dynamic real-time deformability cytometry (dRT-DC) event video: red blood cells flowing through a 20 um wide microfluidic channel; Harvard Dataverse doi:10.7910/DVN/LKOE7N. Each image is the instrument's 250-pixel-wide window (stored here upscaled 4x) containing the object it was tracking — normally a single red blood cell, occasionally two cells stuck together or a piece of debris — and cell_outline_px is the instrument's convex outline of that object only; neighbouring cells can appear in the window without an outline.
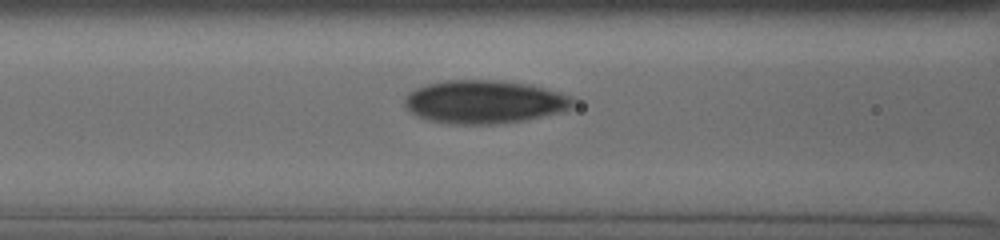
{"species": "human", "species_latin": "Homo sapiens", "temperature_condition": "cold", "stored_images_in_passage": 12, "camera_frame_rate_fps": 3000, "um_per_image_px": 0.085, "donor": {"sex": "male"}, "frame": {"image": 1, "passage_image": 7, "time_ms": 1.667, "image_size_px": [1000, 240], "cell_outline_px": [[576, 100], [568, 108], [560, 112], [524, 120], [500, 124], [448, 124], [428, 120], [416, 116], [404, 104], [404, 100], [416, 88], [428, 84], [448, 80], [492, 80], [524, 84], [572, 96]], "centroid_in_image_um": [41.14, 8.68], "position_along_channel_um": 125.5, "area_um2": 41.79}}
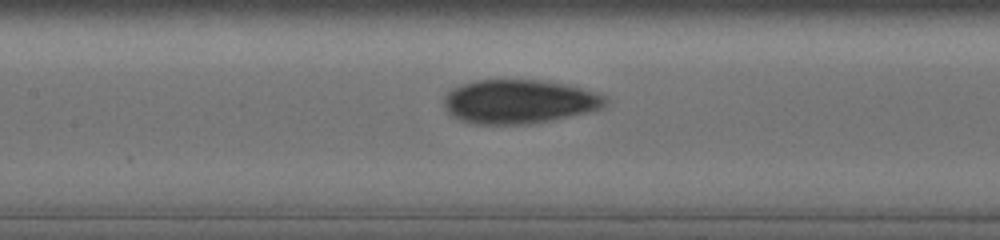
{"frame": {"image": 2, "passage_image": 11, "time_ms": 2.667, "image_size_px": [1000, 240], "cell_outline_px": [[608, 104], [600, 108], [588, 112], [552, 120], [532, 124], [476, 124], [460, 120], [452, 116], [444, 108], [444, 96], [452, 88], [460, 84], [476, 80], [540, 80], [564, 84], [596, 92], [608, 96]], "centroid_in_image_um": [44.12, 8.64], "position_along_channel_um": 163.3, "area_um2": 41.56}}